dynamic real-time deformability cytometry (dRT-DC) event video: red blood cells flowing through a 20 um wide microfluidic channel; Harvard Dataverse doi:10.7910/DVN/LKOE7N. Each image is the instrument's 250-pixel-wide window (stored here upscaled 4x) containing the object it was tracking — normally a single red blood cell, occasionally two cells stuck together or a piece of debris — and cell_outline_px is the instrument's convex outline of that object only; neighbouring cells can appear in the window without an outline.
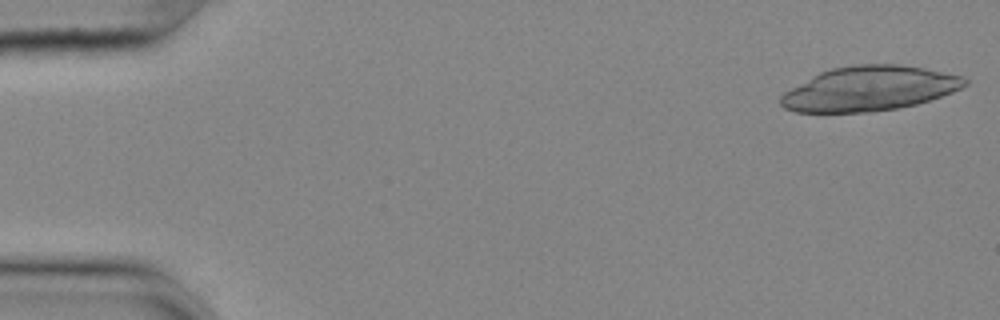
{"species": "common noctule bat (a hibernating species)", "species_latin": "Nyctalus noctula", "temperature_condition": "cold", "stored_images_in_passage": 16, "camera_frame_rate_fps": 3000, "um_per_image_px": 0.085, "animal": {"sex": "female", "body_mass_g": 25.1}, "frame": {"image": 1, "passage_image": 1, "time_ms": 0.0, "image_size_px": [1000, 320], "cell_outline_px": [[968, 84], [952, 92], [916, 104], [900, 108], [872, 112], [796, 112], [784, 108], [780, 104], [780, 96], [784, 92], [820, 72], [832, 68], [856, 64], [900, 64], [924, 68], [964, 76], [968, 80]], "centroid_in_image_um": [73.9, 7.53], "position_along_channel_um": 11.1, "area_um2": 47.86}}